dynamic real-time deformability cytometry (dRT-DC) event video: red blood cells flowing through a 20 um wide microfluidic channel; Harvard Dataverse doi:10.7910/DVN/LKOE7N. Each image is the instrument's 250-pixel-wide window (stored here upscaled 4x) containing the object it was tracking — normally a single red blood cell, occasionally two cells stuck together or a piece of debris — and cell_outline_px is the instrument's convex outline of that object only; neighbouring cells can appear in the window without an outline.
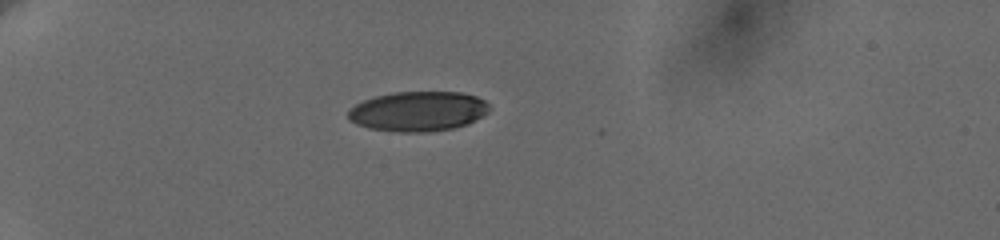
{"species": "human", "species_latin": "Homo sapiens", "temperature_condition": "cold", "stored_images_in_passage": 27, "camera_frame_rate_fps": 3000, "um_per_image_px": 0.085, "donor": {"sex": "female"}, "frame": {"image": 1, "passage_image": 1, "time_ms": 0.0, "image_size_px": [1000, 240], "cell_outline_px": [[492, 108], [488, 112], [476, 120], [468, 124], [452, 128], [428, 132], [400, 132], [368, 128], [356, 124], [348, 120], [348, 108], [364, 100], [376, 96], [392, 92], [460, 92], [476, 96], [484, 100]], "centroid_in_image_um": [35.54, 9.46], "position_along_channel_um": 49.5, "area_um2": 33.0}}
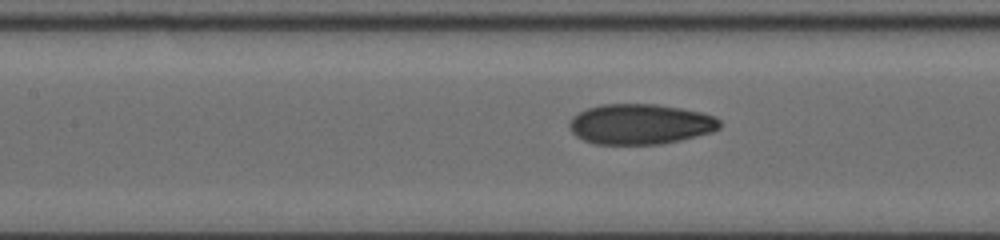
{"frame": {"image": 2, "passage_image": 15, "time_ms": 4.0, "image_size_px": [1000, 240], "cell_outline_px": [[720, 128], [712, 132], [680, 140], [660, 144], [592, 144], [576, 136], [572, 132], [568, 124], [572, 116], [588, 108], [604, 104], [656, 104], [680, 108], [700, 112], [716, 116], [720, 120]], "centroid_in_image_um": [54.42, 10.55], "position_along_channel_um": 153.0, "area_um2": 35.37}}
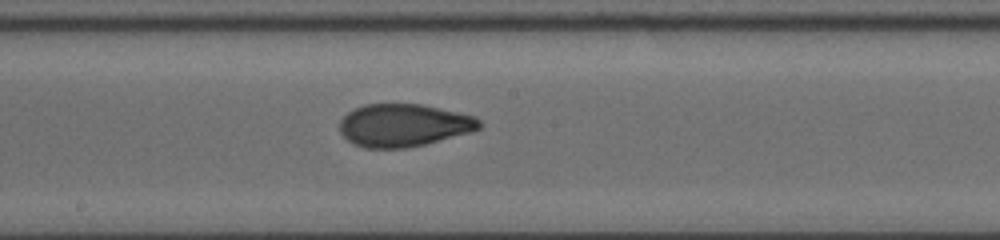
{"frame": {"image": 3, "passage_image": 23, "time_ms": 5.667, "image_size_px": [1000, 240], "cell_outline_px": [[484, 124], [480, 128], [472, 132], [424, 144], [404, 148], [364, 148], [352, 144], [340, 132], [340, 120], [348, 112], [364, 104], [420, 104], [476, 116]], "centroid_in_image_um": [34.32, 10.65], "position_along_channel_um": 213.9, "area_um2": 34.8}}